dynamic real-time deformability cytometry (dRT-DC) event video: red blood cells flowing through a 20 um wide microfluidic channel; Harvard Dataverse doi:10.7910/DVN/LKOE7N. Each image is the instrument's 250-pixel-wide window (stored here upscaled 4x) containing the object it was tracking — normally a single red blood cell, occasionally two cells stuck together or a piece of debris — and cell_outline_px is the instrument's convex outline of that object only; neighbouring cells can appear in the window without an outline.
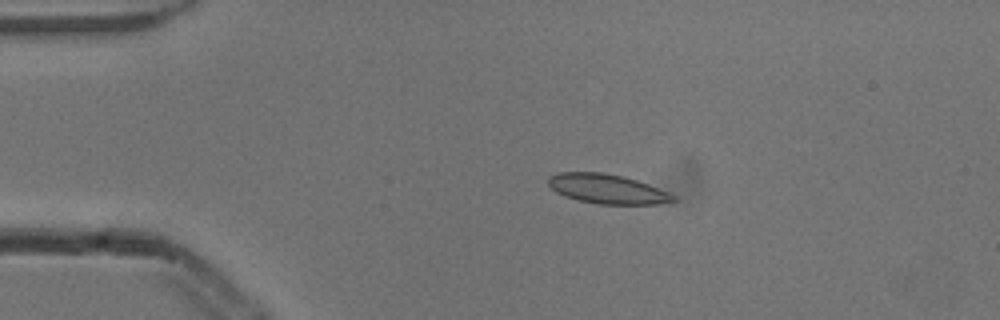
{"species": "common noctule bat (a hibernating species)", "species_latin": "Nyctalus noctula", "temperature_condition": "cold", "stored_images_in_passage": 5, "camera_frame_rate_fps": 3000, "um_per_image_px": 0.085, "animal": {"sex": "male", "body_mass_g": 13.3}, "frame": {"image": 1, "passage_image": 3, "time_ms": 0.667, "image_size_px": [1000, 320], "cell_outline_px": [[680, 200], [660, 204], [596, 204], [564, 196], [556, 192], [548, 184], [548, 176], [556, 172], [604, 172], [624, 176], [648, 184], [676, 196]], "centroid_in_image_um": [51.61, 16.05], "position_along_channel_um": 33.4, "area_um2": 21.62}}
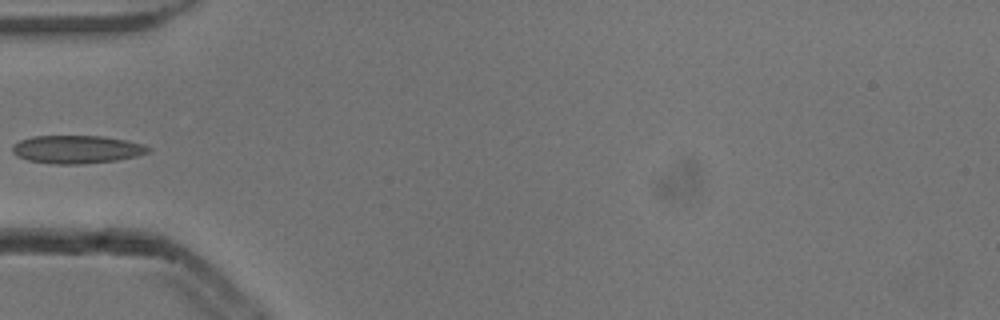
{"frame": {"image": 2, "passage_image": 5, "time_ms": 1.333, "image_size_px": [1000, 320], "cell_outline_px": [[152, 148], [148, 152], [136, 156], [116, 160], [80, 164], [56, 164], [28, 160], [16, 156], [12, 152], [12, 144], [20, 140], [32, 136], [104, 136], [128, 140], [144, 144]], "centroid_in_image_um": [6.52, 12.69], "position_along_channel_um": 78.5, "area_um2": 22.31}}